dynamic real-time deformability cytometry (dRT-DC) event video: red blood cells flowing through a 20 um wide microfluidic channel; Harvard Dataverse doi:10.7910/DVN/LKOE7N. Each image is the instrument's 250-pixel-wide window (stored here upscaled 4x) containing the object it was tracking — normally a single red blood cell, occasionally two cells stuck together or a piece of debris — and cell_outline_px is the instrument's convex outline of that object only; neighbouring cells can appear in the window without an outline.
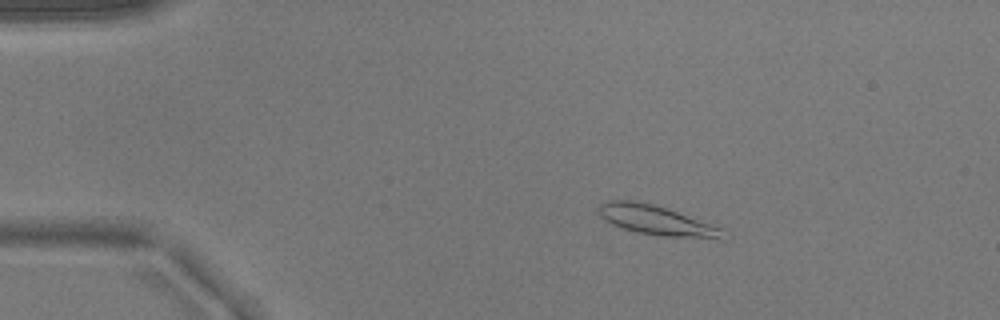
{"species": "common noctule bat (a hibernating species)", "species_latin": "Nyctalus noctula", "temperature_condition": "warm", "stored_images_in_passage": 52, "camera_frame_rate_fps": 3000, "um_per_image_px": 0.085, "animal": {"sex": "male", "body_mass_g": 17.9}, "frame": {"image": 1, "passage_image": 10, "time_ms": 3.0, "image_size_px": [1000, 320], "cell_outline_px": [[732, 236], [724, 240], [720, 240], [664, 236], [636, 232], [612, 224], [604, 220], [600, 216], [600, 204], [604, 200], [632, 200], [652, 204], [724, 228]], "centroid_in_image_um": [55.94, 18.77], "position_along_channel_um": 29.1, "area_um2": 21.73}}
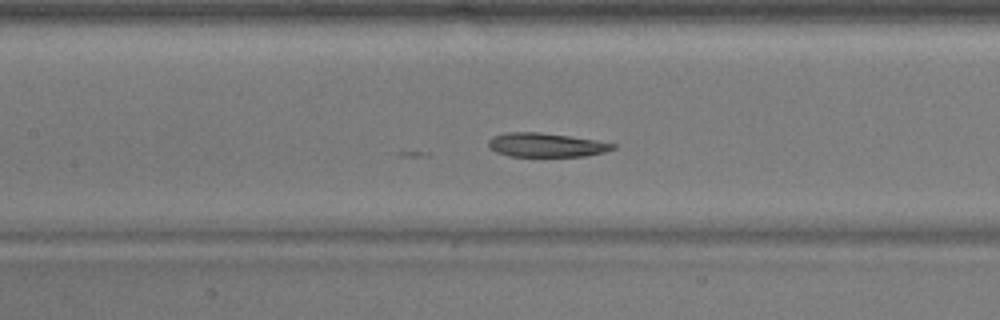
{"frame": {"image": 2, "passage_image": 25, "time_ms": 8.0, "image_size_px": [1000, 320], "cell_outline_px": [[616, 148], [604, 152], [584, 156], [508, 156], [496, 152], [488, 148], [488, 140], [492, 136], [504, 132], [540, 132], [596, 140], [616, 144]], "centroid_in_image_um": [46.37, 12.32], "position_along_channel_um": 161.0, "area_um2": 17.46}}
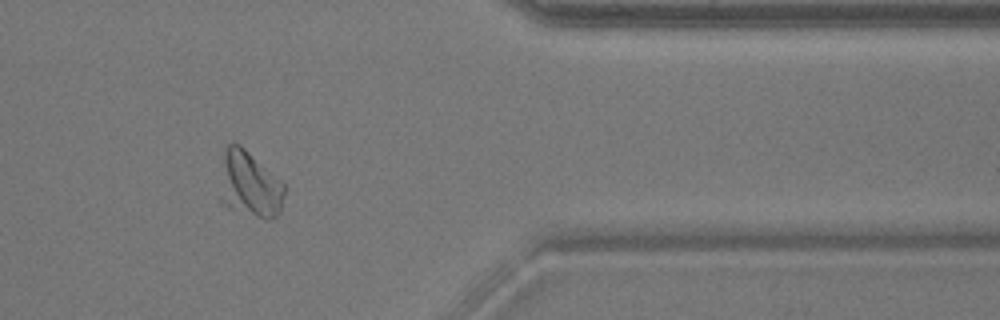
{"frame": {"image": 3, "passage_image": 44, "time_ms": 14.333, "image_size_px": [1000, 320], "cell_outline_px": [[284, 192], [280, 212], [272, 220], [264, 220], [228, 208], [220, 204], [216, 196], [224, 148], [232, 140], [240, 144], [284, 184]], "centroid_in_image_um": [21.11, 15.7], "position_along_channel_um": 390.3, "area_um2": 25.78}}